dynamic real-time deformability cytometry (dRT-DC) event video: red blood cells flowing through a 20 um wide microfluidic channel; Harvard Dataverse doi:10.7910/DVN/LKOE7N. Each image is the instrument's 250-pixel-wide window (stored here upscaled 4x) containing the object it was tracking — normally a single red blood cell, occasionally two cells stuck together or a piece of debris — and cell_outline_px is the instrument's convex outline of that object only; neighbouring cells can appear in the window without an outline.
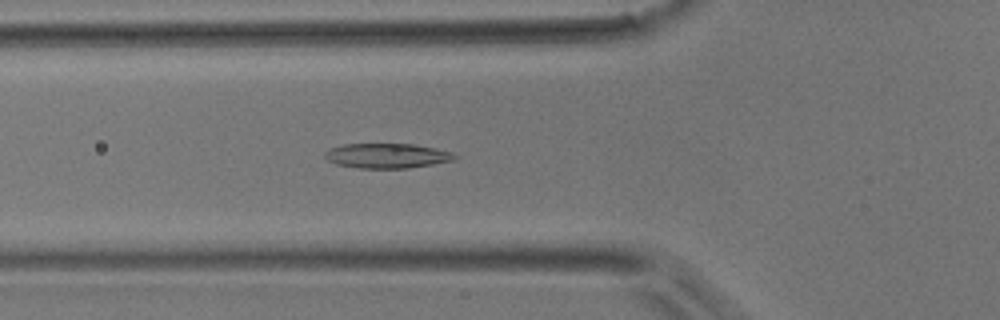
{"species": "common noctule bat (a hibernating species)", "species_latin": "Nyctalus noctula", "temperature_condition": "room temperature", "stored_images_in_passage": 32, "camera_frame_rate_fps": 3000, "um_per_image_px": 0.085, "animal": {"sex": "male", "body_mass_g": 17.9}, "frame": {"image": 1, "passage_image": 2, "time_ms": 0.333, "image_size_px": [1000, 320], "cell_outline_px": [[460, 156], [456, 160], [408, 168], [356, 168], [336, 164], [328, 160], [324, 156], [324, 152], [328, 148], [344, 144], [412, 144], [436, 148], [452, 152]], "centroid_in_image_um": [32.9, 13.24], "position_along_channel_um": 92.9, "area_um2": 18.96}}
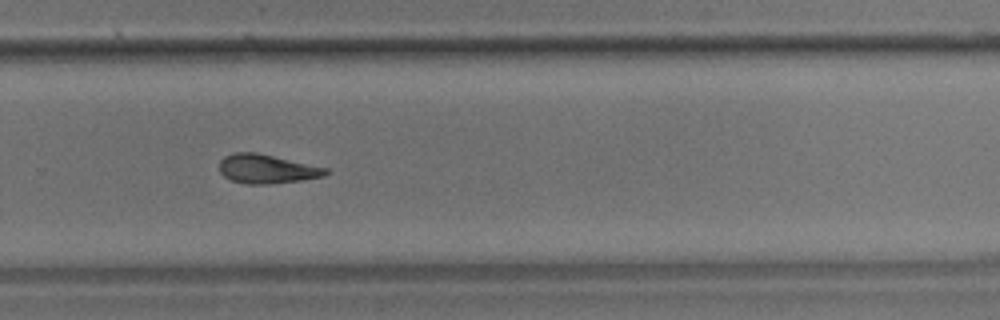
{"frame": {"image": 2, "passage_image": 17, "time_ms": 5.333, "image_size_px": [1000, 320], "cell_outline_px": [[328, 172], [324, 176], [300, 180], [272, 184], [244, 184], [232, 180], [224, 176], [220, 172], [220, 160], [224, 156], [232, 152], [256, 152], [328, 168]], "centroid_in_image_um": [22.65, 14.35], "position_along_channel_um": 307.1, "area_um2": 17.98}}
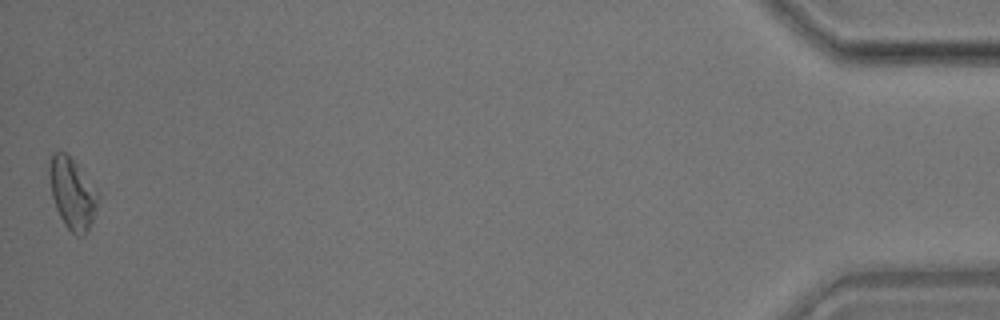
{"frame": {"image": 3, "passage_image": 32, "time_ms": 10.333, "image_size_px": [1000, 320], "cell_outline_px": [[100, 196], [88, 232], [84, 236], [76, 236], [64, 224], [56, 208], [52, 196], [48, 172], [48, 164], [52, 152], [64, 152], [76, 164], [100, 192]], "centroid_in_image_um": [6.15, 16.45], "position_along_channel_um": 429.1, "area_um2": 20.23}}